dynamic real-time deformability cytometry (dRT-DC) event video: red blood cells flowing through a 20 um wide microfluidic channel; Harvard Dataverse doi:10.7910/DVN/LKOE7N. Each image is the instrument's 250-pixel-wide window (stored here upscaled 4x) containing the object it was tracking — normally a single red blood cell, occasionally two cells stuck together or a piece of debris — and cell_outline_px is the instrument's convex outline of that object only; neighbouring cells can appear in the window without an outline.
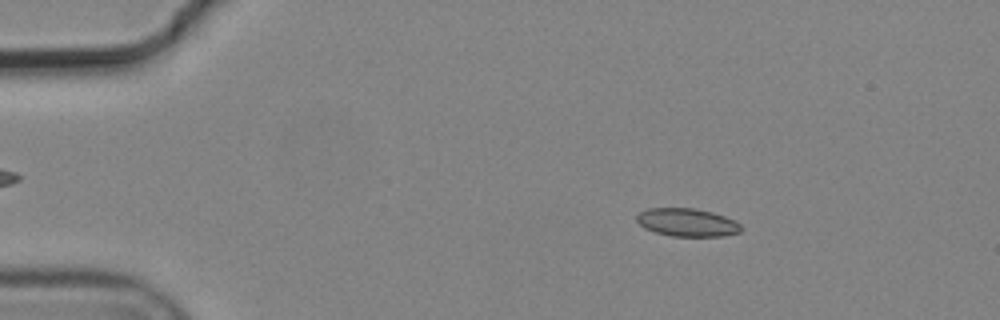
{"species": "common noctule bat (a hibernating species)", "species_latin": "Nyctalus noctula", "temperature_condition": "cold", "stored_images_in_passage": 5, "camera_frame_rate_fps": 3000, "um_per_image_px": 0.085, "animal": {"sex": "male", "body_mass_g": 19.2, "forearm_length_mm": 51.8}, "frame": {"image": 1, "passage_image": 2, "time_ms": 0.333, "image_size_px": [1000, 320], "cell_outline_px": [[740, 232], [724, 236], [672, 236], [656, 232], [644, 228], [636, 220], [636, 216], [640, 212], [648, 208], [696, 208], [712, 212], [736, 220], [740, 224]], "centroid_in_image_um": [58.41, 18.9], "position_along_channel_um": 26.6, "area_um2": 17.05}}
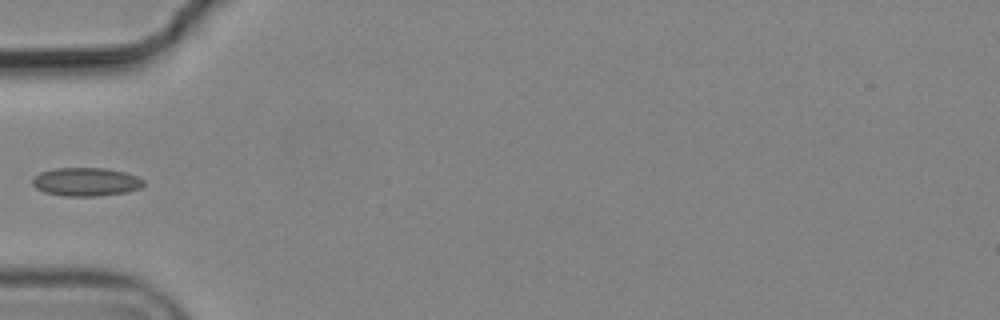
{"frame": {"image": 2, "passage_image": 4, "time_ms": 1.0, "image_size_px": [1000, 320], "cell_outline_px": [[144, 184], [140, 188], [124, 192], [96, 196], [64, 196], [44, 192], [36, 188], [32, 184], [32, 180], [40, 172], [56, 168], [104, 168], [124, 172], [136, 176], [144, 180]], "centroid_in_image_um": [7.29, 15.45], "position_along_channel_um": 77.7, "area_um2": 18.26}}
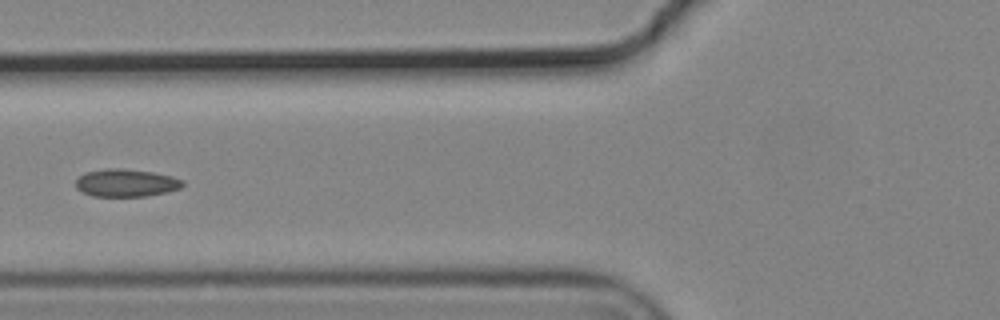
{"frame": {"image": 3, "passage_image": 5, "time_ms": 1.333, "image_size_px": [1000, 320], "cell_outline_px": [[184, 184], [180, 188], [168, 192], [148, 196], [92, 196], [76, 188], [76, 180], [84, 172], [108, 168], [120, 168], [152, 172], [172, 176], [184, 180]], "centroid_in_image_um": [10.73, 15.54], "position_along_channel_um": 115.1, "area_um2": 17.28}}